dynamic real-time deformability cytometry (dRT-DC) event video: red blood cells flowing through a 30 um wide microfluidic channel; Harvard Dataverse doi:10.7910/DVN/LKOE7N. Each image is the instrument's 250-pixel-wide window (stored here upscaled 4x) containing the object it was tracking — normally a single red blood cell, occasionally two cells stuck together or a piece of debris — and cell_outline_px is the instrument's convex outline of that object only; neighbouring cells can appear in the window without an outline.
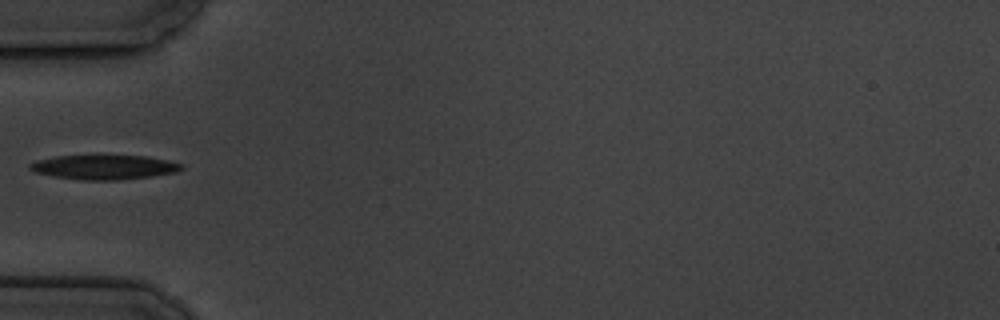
{"species": "common noctule bat (a hibernating species)", "species_latin": "Nyctalus noctula", "temperature_condition": "cold", "stored_images_in_passage": 8, "camera_frame_rate_fps": 3000, "um_per_image_px": 0.085, "animal": {"sex": "male", "body_mass_g": 19.5, "forearm_length_mm": 54.6}, "frame": {"image": 1, "passage_image": 5, "time_ms": 4.667, "image_size_px": [1000, 320], "cell_outline_px": [[184, 168], [176, 172], [152, 176], [116, 180], [84, 180], [56, 176], [36, 172], [28, 168], [28, 164], [36, 160], [56, 156], [148, 156], [168, 160], [184, 164]], "centroid_in_image_um": [8.89, 14.2], "position_along_channel_um": 76.1, "area_um2": 21.44}}
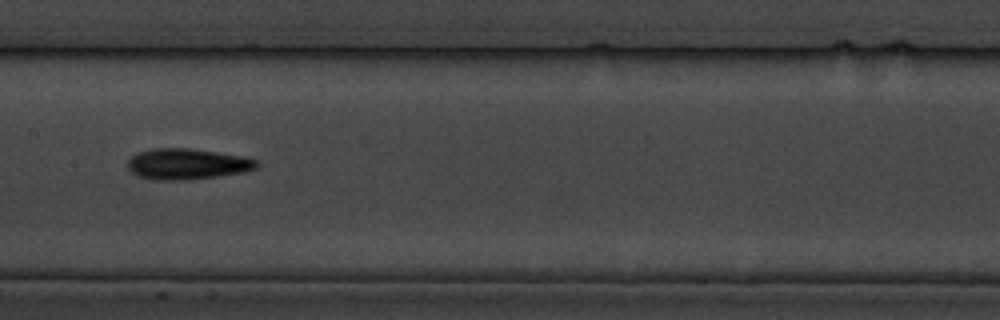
{"frame": {"image": 2, "passage_image": 8, "time_ms": 8.0, "image_size_px": [1000, 320], "cell_outline_px": [[260, 164], [256, 168], [244, 172], [188, 180], [160, 180], [140, 176], [132, 172], [128, 168], [128, 160], [132, 156], [140, 152], [152, 148], [192, 148], [240, 156], [256, 160]], "centroid_in_image_um": [15.91, 13.93], "position_along_channel_um": 191.5, "area_um2": 22.95}}